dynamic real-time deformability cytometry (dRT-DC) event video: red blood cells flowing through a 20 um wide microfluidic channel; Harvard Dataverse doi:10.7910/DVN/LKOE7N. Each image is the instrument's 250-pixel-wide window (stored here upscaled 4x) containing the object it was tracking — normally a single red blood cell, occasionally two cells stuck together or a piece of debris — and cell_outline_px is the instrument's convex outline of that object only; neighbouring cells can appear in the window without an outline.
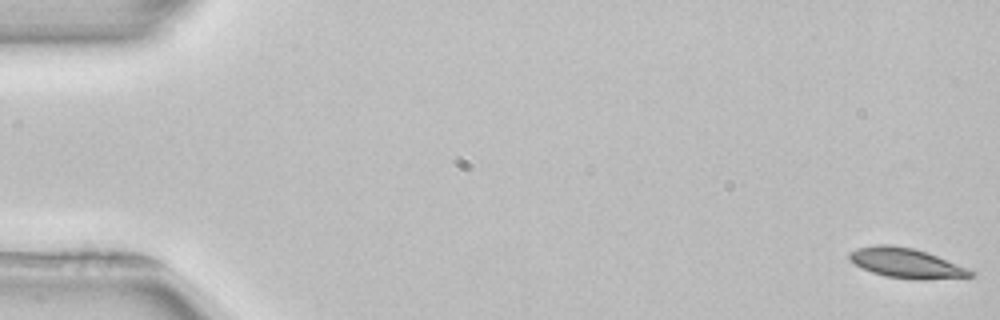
{"species": "common noctule bat (a hibernating species)", "species_latin": "Nyctalus noctula", "temperature_condition": "room temperature", "stored_images_in_passage": 53, "camera_frame_rate_fps": 3000, "um_per_image_px": 0.085, "animal": {"sex": "female", "body_mass_g": 22.7, "forearm_length_mm": 54.2}, "frame": {"image": 1, "passage_image": 1, "time_ms": 0.0, "image_size_px": [1000, 320], "cell_outline_px": [[976, 276], [920, 280], [912, 280], [884, 276], [872, 272], [848, 260], [848, 252], [856, 248], [876, 244], [888, 244], [912, 248], [936, 256], [976, 272]], "centroid_in_image_um": [76.99, 22.37], "position_along_channel_um": 8.0, "area_um2": 20.98}}
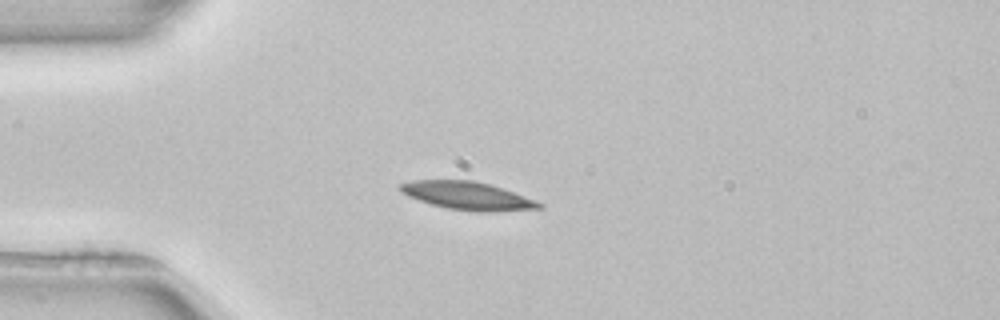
{"frame": {"image": 2, "passage_image": 14, "time_ms": 4.333, "image_size_px": [1000, 320], "cell_outline_px": [[544, 208], [492, 212], [476, 212], [448, 208], [432, 204], [408, 196], [400, 188], [400, 184], [412, 180], [472, 180], [488, 184], [536, 200], [544, 204]], "centroid_in_image_um": [39.78, 16.65], "position_along_channel_um": 45.2, "area_um2": 22.37}}
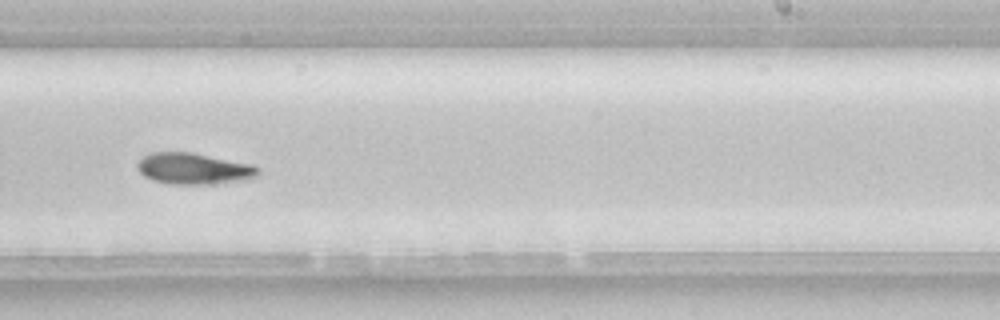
{"frame": {"image": 3, "passage_image": 33, "time_ms": 10.667, "image_size_px": [1000, 320], "cell_outline_px": [[260, 172], [256, 176], [248, 180], [204, 184], [172, 184], [152, 180], [144, 176], [140, 172], [136, 164], [144, 156], [152, 152], [192, 152], [252, 164], [260, 168]], "centroid_in_image_um": [16.49, 14.33], "position_along_channel_um": 272.5, "area_um2": 22.02}, "authors_computed_cell_mechanics": {"area_um2": 21.1548, "velocity_mm_per_s": 3.9079, "shape_relaxation_time_tau1_ms": 10.139, "shape_relaxation_time_tau2_ms": null, "deformation_change_tau1": 0.2191, "deformation_change_tau2": null}}